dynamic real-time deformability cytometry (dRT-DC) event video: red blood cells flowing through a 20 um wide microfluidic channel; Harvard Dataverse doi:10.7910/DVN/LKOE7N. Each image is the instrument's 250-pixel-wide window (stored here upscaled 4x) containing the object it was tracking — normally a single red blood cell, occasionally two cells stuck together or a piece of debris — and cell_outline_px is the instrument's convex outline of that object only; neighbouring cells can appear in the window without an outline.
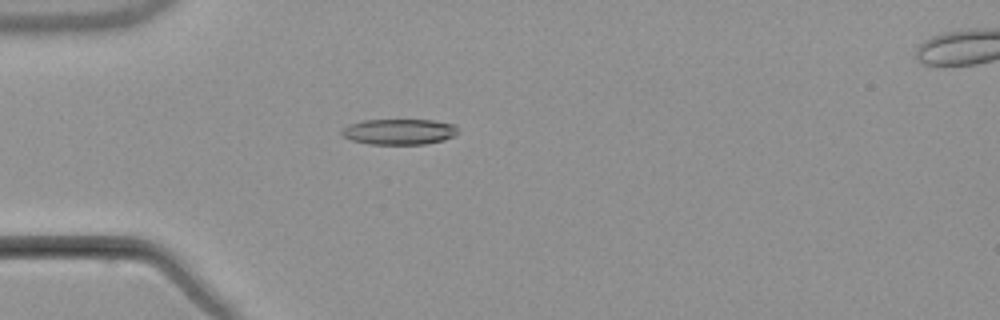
{"species": "common noctule bat (a hibernating species)", "species_latin": "Nyctalus noctula", "temperature_condition": "warm", "stored_images_in_passage": 6, "camera_frame_rate_fps": 3000, "um_per_image_px": 0.085, "animal": {"sex": "male", "body_mass_g": 21.5, "forearm_length_mm": 52.0}, "frame": {"image": 1, "passage_image": 5, "time_ms": 5.0, "image_size_px": [1000, 320], "cell_outline_px": [[456, 132], [452, 136], [444, 140], [424, 144], [368, 144], [352, 140], [340, 136], [340, 132], [348, 124], [364, 120], [432, 120], [452, 124], [456, 128]], "centroid_in_image_um": [33.85, 11.2], "position_along_channel_um": 51.2, "area_um2": 17.28}}